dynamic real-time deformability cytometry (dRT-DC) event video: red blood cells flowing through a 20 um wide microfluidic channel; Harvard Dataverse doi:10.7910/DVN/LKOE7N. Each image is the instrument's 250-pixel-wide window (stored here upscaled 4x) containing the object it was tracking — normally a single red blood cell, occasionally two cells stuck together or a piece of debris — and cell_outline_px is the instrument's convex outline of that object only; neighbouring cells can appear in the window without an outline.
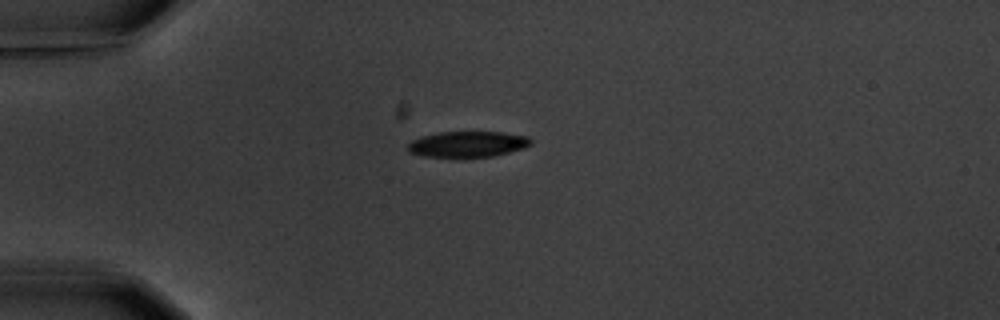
{"species": "common noctule bat (a hibernating species)", "species_latin": "Nyctalus noctula", "temperature_condition": "warm", "stored_images_in_passage": 4, "camera_frame_rate_fps": 3000, "um_per_image_px": 0.085, "animal": {"sex": "male", "body_mass_g": 20.1, "forearm_length_mm": 53.5}, "frame": {"image": 1, "passage_image": 1, "time_ms": 0.0, "image_size_px": [1000, 320], "cell_outline_px": [[532, 144], [524, 148], [492, 156], [424, 156], [408, 152], [408, 144], [412, 140], [420, 136], [440, 132], [500, 132], [528, 136], [532, 140]], "centroid_in_image_um": [39.75, 12.23], "position_along_channel_um": 45.2, "area_um2": 18.26}}
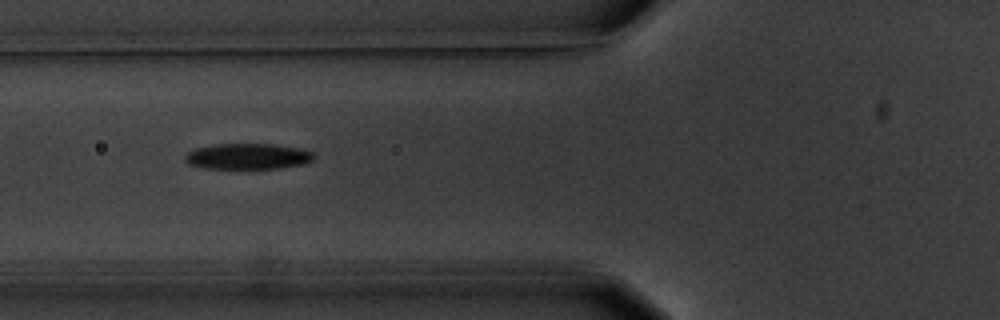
{"frame": {"image": 2, "passage_image": 3, "time_ms": 2.333, "image_size_px": [1000, 320], "cell_outline_px": [[316, 156], [312, 160], [304, 164], [280, 168], [204, 168], [188, 164], [184, 160], [184, 156], [188, 152], [196, 148], [216, 144], [276, 144], [300, 148], [312, 152]], "centroid_in_image_um": [21.07, 13.28], "position_along_channel_um": 104.7, "area_um2": 19.42}}